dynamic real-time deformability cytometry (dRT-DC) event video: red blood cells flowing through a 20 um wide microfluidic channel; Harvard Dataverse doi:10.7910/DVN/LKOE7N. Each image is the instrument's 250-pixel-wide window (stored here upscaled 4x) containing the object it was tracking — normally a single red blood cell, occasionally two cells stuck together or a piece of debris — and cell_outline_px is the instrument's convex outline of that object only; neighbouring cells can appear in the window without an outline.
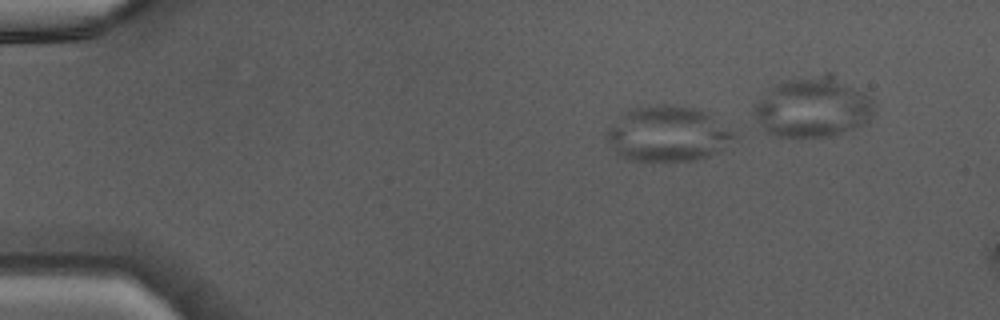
{"species": "Egyptian fruit bat (a non-hibernating species)", "species_latin": "Rousettus aegyptiacus", "temperature_condition": "warm", "stored_images_in_passage": 11, "camera_frame_rate_fps": 3000, "um_per_image_px": 0.085, "animal": {"sex": "male"}, "frame": {"image": 1, "passage_image": 5, "time_ms": 1.333, "image_size_px": [1000, 320], "cell_outline_px": [[740, 136], [720, 152], [708, 156], [692, 160], [664, 164], [628, 160], [616, 152], [604, 136], [604, 132], [624, 112], [648, 104], [676, 104], [700, 108], [708, 112], [740, 132]], "centroid_in_image_um": [56.85, 11.39], "position_along_channel_um": 28.1, "area_um2": 43.0}}